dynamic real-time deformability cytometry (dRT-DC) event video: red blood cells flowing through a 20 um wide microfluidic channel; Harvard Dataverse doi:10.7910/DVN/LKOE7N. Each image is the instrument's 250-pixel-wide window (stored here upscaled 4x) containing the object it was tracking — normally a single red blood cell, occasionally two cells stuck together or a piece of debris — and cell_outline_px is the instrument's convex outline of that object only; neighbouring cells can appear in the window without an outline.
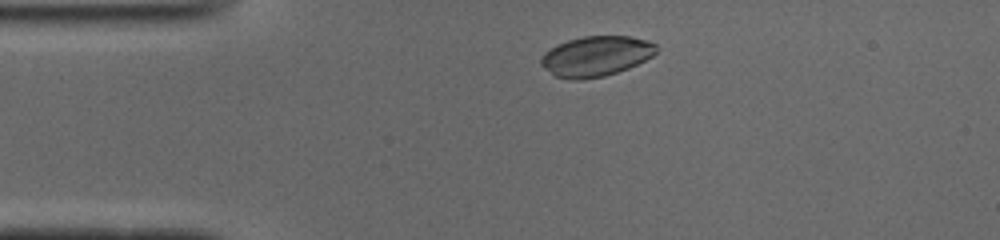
{"species": "common noctule bat (a hibernating species)", "species_latin": "Nyctalus noctula", "temperature_condition": "cold", "stored_images_in_passage": 25, "camera_frame_rate_fps": 3000, "um_per_image_px": 0.085, "animal": {"sex": "male", "body_mass_g": 19.0, "forearm_length_mm": 50.8}, "frame": {"image": 1, "passage_image": 4, "time_ms": 1.0, "image_size_px": [1000, 240], "cell_outline_px": [[656, 52], [652, 56], [628, 68], [604, 76], [580, 80], [572, 80], [556, 76], [540, 64], [540, 56], [544, 52], [556, 44], [568, 40], [584, 36], [632, 36], [656, 44]], "centroid_in_image_um": [50.62, 4.77], "position_along_channel_um": 34.4, "area_um2": 26.88}}
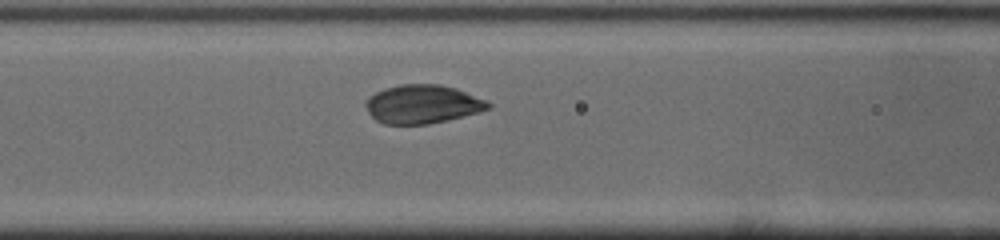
{"frame": {"image": 2, "passage_image": 14, "time_ms": 4.333, "image_size_px": [1000, 240], "cell_outline_px": [[492, 108], [448, 120], [428, 124], [384, 124], [376, 120], [368, 112], [364, 104], [368, 96], [384, 88], [400, 84], [440, 84], [456, 88], [488, 100], [492, 104]], "centroid_in_image_um": [35.92, 8.84], "position_along_channel_um": 130.7, "area_um2": 27.8}}
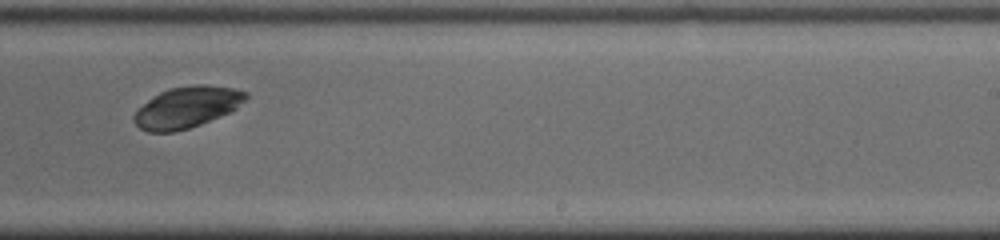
{"frame": {"image": 3, "passage_image": 25, "time_ms": 8.0, "image_size_px": [1000, 240], "cell_outline_px": [[248, 100], [232, 112], [200, 124], [188, 128], [172, 132], [148, 132], [140, 128], [132, 120], [132, 116], [148, 100], [160, 92], [168, 88], [196, 84], [204, 84], [236, 88], [248, 92]], "centroid_in_image_um": [15.95, 9.1], "position_along_channel_um": 273.0, "area_um2": 27.11}}